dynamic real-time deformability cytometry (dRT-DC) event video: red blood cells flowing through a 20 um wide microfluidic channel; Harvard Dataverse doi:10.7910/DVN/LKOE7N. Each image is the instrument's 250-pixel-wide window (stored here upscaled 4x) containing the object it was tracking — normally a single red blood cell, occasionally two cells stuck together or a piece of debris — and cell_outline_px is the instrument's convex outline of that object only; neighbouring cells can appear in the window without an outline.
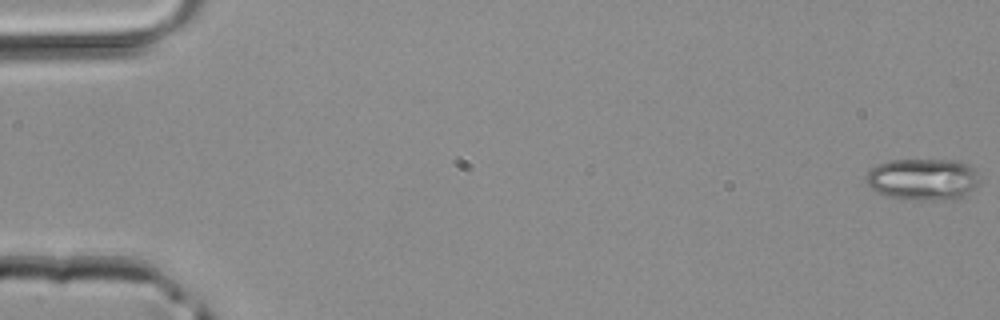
{"species": "common noctule bat (a hibernating species)", "species_latin": "Nyctalus noctula", "temperature_condition": "room temperature", "stored_images_in_passage": 10, "camera_frame_rate_fps": 3000, "um_per_image_px": 0.085, "animal": {"sex": "male", "body_mass_g": 20.4}, "frame": {"image": 1, "passage_image": 1, "time_ms": 0.0, "image_size_px": [1000, 320], "cell_outline_px": [[980, 184], [964, 196], [956, 200], [916, 200], [888, 196], [876, 192], [864, 180], [864, 176], [872, 168], [880, 164], [892, 160], [956, 160], [968, 164], [976, 172]], "centroid_in_image_um": [78.47, 15.25], "position_along_channel_um": 6.5, "area_um2": 27.74}}